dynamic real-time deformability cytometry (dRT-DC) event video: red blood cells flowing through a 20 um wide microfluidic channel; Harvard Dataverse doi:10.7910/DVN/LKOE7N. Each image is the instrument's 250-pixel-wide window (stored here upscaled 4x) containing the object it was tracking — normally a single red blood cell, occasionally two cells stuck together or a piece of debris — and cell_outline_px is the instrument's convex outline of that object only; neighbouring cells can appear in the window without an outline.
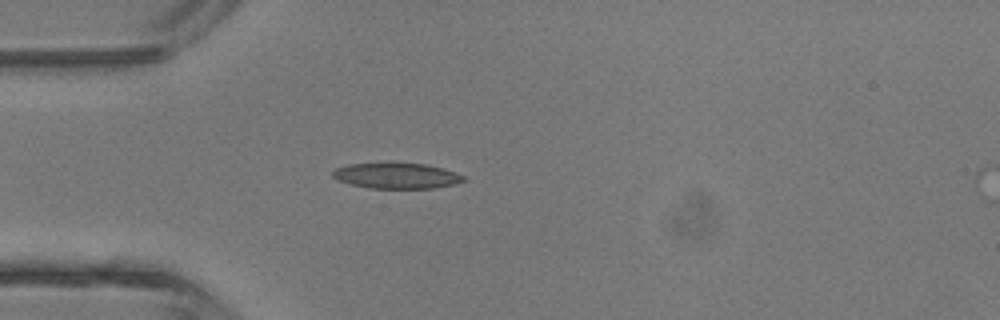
{"species": "common noctule bat (a hibernating species)", "species_latin": "Nyctalus noctula", "temperature_condition": "room temperature", "stored_images_in_passage": 4, "camera_frame_rate_fps": 3000, "um_per_image_px": 0.085, "animal": {"sex": "male", "body_mass_g": 13.3}, "frame": {"image": 1, "passage_image": 4, "time_ms": 3.667, "image_size_px": [1000, 320], "cell_outline_px": [[468, 180], [452, 184], [432, 188], [368, 188], [336, 180], [332, 176], [332, 172], [336, 168], [348, 164], [428, 164], [444, 168], [456, 172], [464, 176]], "centroid_in_image_um": [33.73, 14.95], "position_along_channel_um": 51.3, "area_um2": 19.31}}